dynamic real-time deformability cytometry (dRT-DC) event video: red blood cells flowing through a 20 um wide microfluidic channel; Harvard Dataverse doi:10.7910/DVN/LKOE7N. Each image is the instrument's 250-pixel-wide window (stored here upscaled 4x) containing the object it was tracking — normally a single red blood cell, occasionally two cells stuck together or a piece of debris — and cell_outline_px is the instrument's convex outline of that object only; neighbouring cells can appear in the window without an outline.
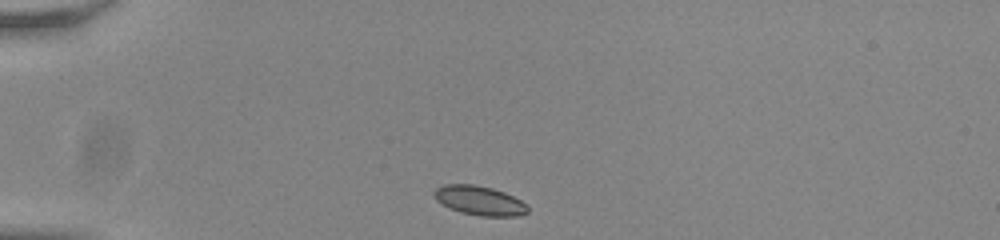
{"species": "common noctule bat (a hibernating species)", "species_latin": "Nyctalus noctula", "temperature_condition": "room temperature", "stored_images_in_passage": 41, "camera_frame_rate_fps": 3000, "um_per_image_px": 0.085, "animal": {"sex": "male", "body_mass_g": 20.0, "forearm_length_mm": 53.3}, "frame": {"image": 1, "passage_image": 1, "time_ms": 0.0, "image_size_px": [1000, 240], "cell_outline_px": [[528, 212], [520, 216], [480, 216], [460, 212], [448, 208], [436, 200], [432, 196], [432, 192], [436, 188], [444, 184], [472, 184], [492, 188], [504, 192], [520, 200], [528, 208]], "centroid_in_image_um": [40.7, 17.05], "position_along_channel_um": 44.3, "area_um2": 16.07}}
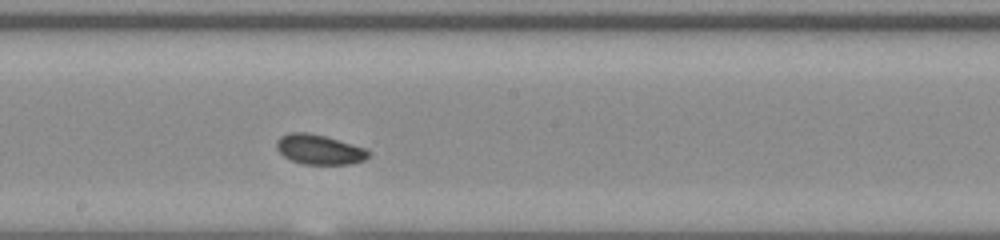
{"frame": {"image": 2, "passage_image": 18, "time_ms": 5.667, "image_size_px": [1000, 240], "cell_outline_px": [[372, 152], [364, 160], [352, 164], [304, 164], [292, 160], [284, 156], [276, 148], [276, 140], [280, 136], [288, 132], [308, 132], [324, 136], [352, 144], [364, 148]], "centroid_in_image_um": [27.12, 12.7], "position_along_channel_um": 221.1, "area_um2": 15.95}}
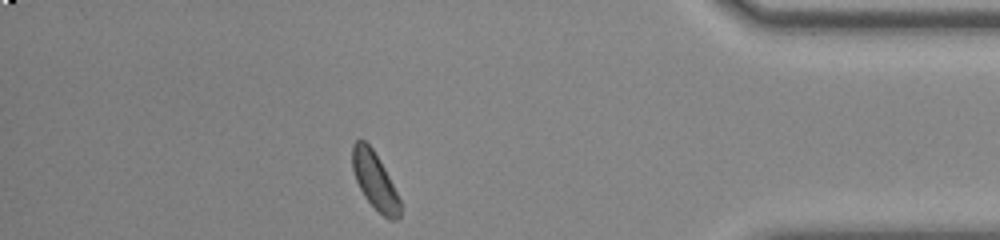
{"frame": {"image": 3, "passage_image": 35, "time_ms": 11.333, "image_size_px": [1000, 240], "cell_outline_px": [[400, 216], [396, 220], [388, 220], [364, 196], [356, 180], [352, 168], [352, 144], [356, 140], [364, 140], [372, 148], [380, 160], [400, 200]], "centroid_in_image_um": [31.84, 15.34], "position_along_channel_um": 403.4, "area_um2": 15.55}, "authors_computed_cell_mechanics": {"area_um2": 15.7216, "velocity_mm_per_s": 3.7798, "shape_relaxation_time_tau1_ms": 1.8128, "shape_relaxation_time_tau2_ms": 2.9818, "deformation_change_tau1": 0.0624, "deformation_change_tau2": 0.0687}}